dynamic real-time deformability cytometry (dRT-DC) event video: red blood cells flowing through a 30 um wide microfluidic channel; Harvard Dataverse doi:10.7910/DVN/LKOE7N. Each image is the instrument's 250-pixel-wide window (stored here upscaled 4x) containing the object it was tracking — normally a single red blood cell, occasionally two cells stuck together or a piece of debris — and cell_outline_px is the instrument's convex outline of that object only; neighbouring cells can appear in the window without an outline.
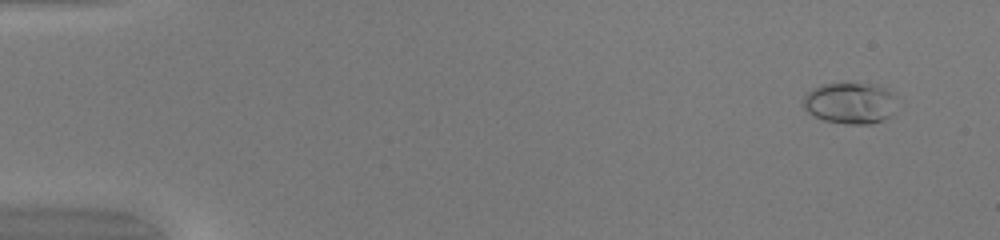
{"species": "common noctule bat (a hibernating species)", "species_latin": "Nyctalus noctula", "temperature_condition": "warm", "stored_images_in_passage": 51, "camera_frame_rate_fps": 3000, "um_per_image_px": 0.085, "animal": {"sex": "female", "body_mass_g": 20.0, "forearm_length_mm": 54.0}, "frame": {"image": 1, "passage_image": 4, "time_ms": 1.0, "image_size_px": [1000, 240], "cell_outline_px": [[896, 96], [892, 116], [868, 124], [848, 124], [824, 120], [808, 112], [804, 108], [804, 96], [812, 88], [820, 84], [872, 84], [888, 88], [896, 92]], "centroid_in_image_um": [72.29, 8.75], "position_along_channel_um": 12.7, "area_um2": 22.54}}
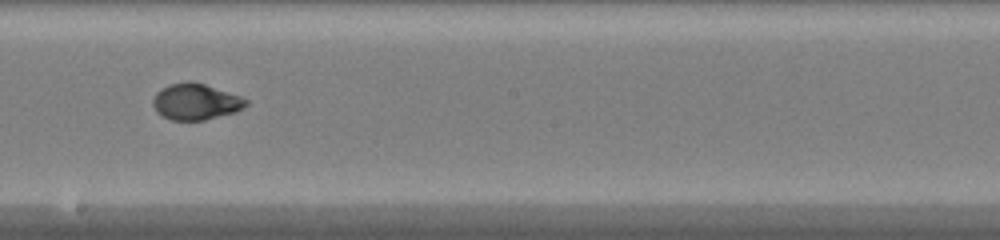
{"frame": {"image": 2, "passage_image": 30, "time_ms": 9.667, "image_size_px": [1000, 240], "cell_outline_px": [[248, 104], [244, 108], [236, 112], [204, 120], [168, 120], [156, 112], [152, 104], [152, 100], [156, 92], [168, 84], [188, 80], [192, 80], [240, 96], [248, 100]], "centroid_in_image_um": [16.61, 8.64], "position_along_channel_um": 231.6, "area_um2": 19.88}}
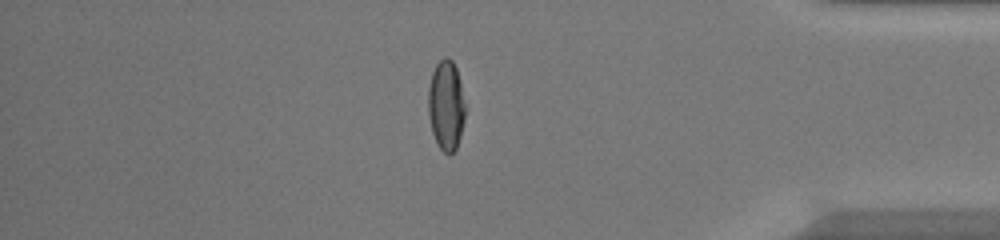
{"frame": {"image": 3, "passage_image": 44, "time_ms": 14.333, "image_size_px": [1000, 240], "cell_outline_px": [[464, 120], [460, 136], [456, 148], [452, 152], [444, 152], [440, 148], [432, 132], [428, 116], [428, 88], [432, 72], [436, 64], [444, 56], [448, 56], [452, 60], [456, 68], [460, 80], [464, 104]], "centroid_in_image_um": [37.9, 8.91], "position_along_channel_um": 397.3, "area_um2": 19.25}, "authors_computed_cell_mechanics": {"area_um2": 19.8254, "velocity_mm_per_s": 4.1519, "shape_relaxation_time_tau1_ms": 5.4243, "shape_relaxation_time_tau2_ms": 0.6322, "deformation_change_tau1": 0.239, "deformation_change_tau2": 0.0393}}